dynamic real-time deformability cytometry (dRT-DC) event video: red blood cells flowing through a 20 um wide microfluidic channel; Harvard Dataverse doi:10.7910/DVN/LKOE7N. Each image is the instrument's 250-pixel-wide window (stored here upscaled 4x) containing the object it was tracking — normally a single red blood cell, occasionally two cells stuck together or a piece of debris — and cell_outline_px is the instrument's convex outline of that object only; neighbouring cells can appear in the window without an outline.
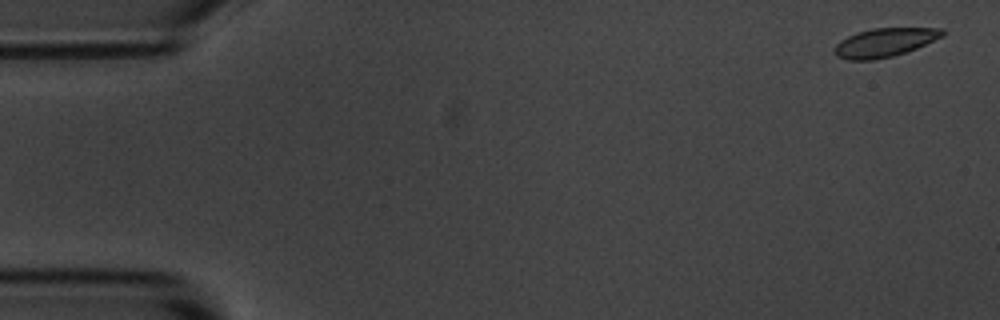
{"species": "common noctule bat (a hibernating species)", "species_latin": "Nyctalus noctula", "temperature_condition": "room temperature", "stored_images_in_passage": 5, "camera_frame_rate_fps": 3000, "um_per_image_px": 0.085, "animal": {"sex": "male", "body_mass_g": 20.1, "forearm_length_mm": 53.5}, "frame": {"image": 1, "passage_image": 1, "time_ms": 0.0, "image_size_px": [1000, 320], "cell_outline_px": [[944, 36], [916, 48], [892, 56], [872, 60], [848, 60], [836, 56], [832, 52], [836, 44], [840, 40], [848, 36], [872, 28], [944, 28]], "centroid_in_image_um": [75.17, 3.61], "position_along_channel_um": 9.8, "area_um2": 17.98}}
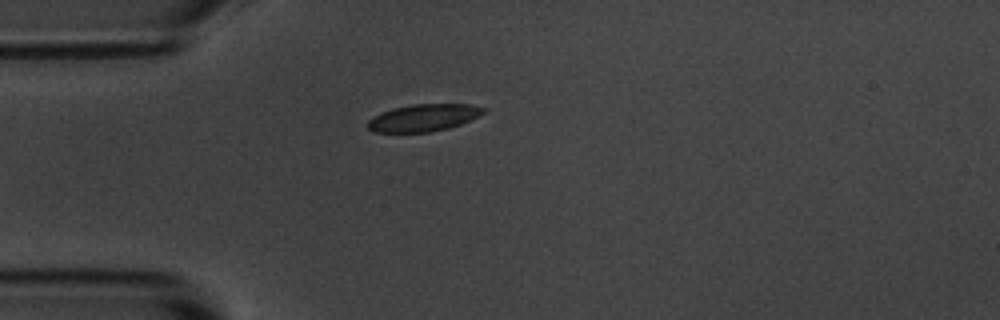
{"frame": {"image": 2, "passage_image": 4, "time_ms": 4.333, "image_size_px": [1000, 320], "cell_outline_px": [[488, 108], [480, 116], [460, 124], [448, 128], [428, 132], [376, 132], [368, 128], [368, 120], [372, 116], [392, 108], [412, 104], [468, 104]], "centroid_in_image_um": [36.01, 10.0], "position_along_channel_um": 49.0, "area_um2": 18.32}}